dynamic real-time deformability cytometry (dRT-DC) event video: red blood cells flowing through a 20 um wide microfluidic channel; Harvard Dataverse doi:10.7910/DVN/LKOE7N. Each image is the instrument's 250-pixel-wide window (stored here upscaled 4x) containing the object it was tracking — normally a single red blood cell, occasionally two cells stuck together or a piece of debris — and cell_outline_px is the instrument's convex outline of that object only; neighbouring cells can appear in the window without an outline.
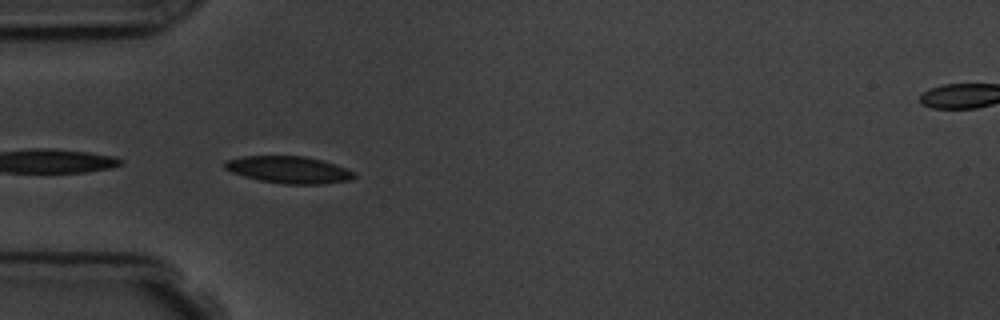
{"species": "common noctule bat (a hibernating species)", "species_latin": "Nyctalus noctula", "temperature_condition": "room temperature", "stored_images_in_passage": 4, "camera_frame_rate_fps": 3000, "um_per_image_px": 0.085, "animal": {"sex": "male", "body_mass_g": 19.5, "forearm_length_mm": 54.6}, "frame": {"image": 1, "passage_image": 3, "time_ms": 3.0, "image_size_px": [1000, 320], "cell_outline_px": [[356, 176], [348, 180], [320, 184], [284, 184], [260, 180], [244, 176], [232, 172], [224, 168], [224, 164], [228, 160], [240, 156], [304, 156], [324, 160], [356, 172]], "centroid_in_image_um": [24.56, 14.42], "position_along_channel_um": 60.4, "area_um2": 20.29}}